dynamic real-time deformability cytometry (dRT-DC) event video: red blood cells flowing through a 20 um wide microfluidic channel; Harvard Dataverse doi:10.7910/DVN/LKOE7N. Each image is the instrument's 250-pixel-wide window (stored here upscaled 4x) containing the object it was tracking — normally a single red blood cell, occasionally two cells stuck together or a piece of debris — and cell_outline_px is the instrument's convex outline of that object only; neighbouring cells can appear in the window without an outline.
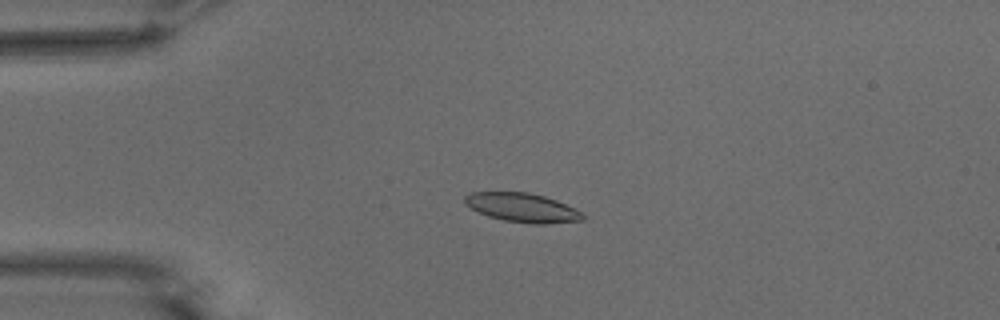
{"species": "common noctule bat (a hibernating species)", "species_latin": "Nyctalus noctula", "temperature_condition": "warm", "stored_images_in_passage": 54, "camera_frame_rate_fps": 3000, "um_per_image_px": 0.085, "animal": {"sex": "male", "body_mass_g": 15.6}, "frame": {"image": 1, "passage_image": 13, "time_ms": 4.0, "image_size_px": [1000, 320], "cell_outline_px": [[584, 220], [544, 224], [532, 224], [504, 220], [488, 216], [464, 204], [464, 196], [468, 192], [528, 192], [544, 196], [556, 200], [580, 212], [584, 216]], "centroid_in_image_um": [44.35, 17.64], "position_along_channel_um": 40.6, "area_um2": 19.77}}
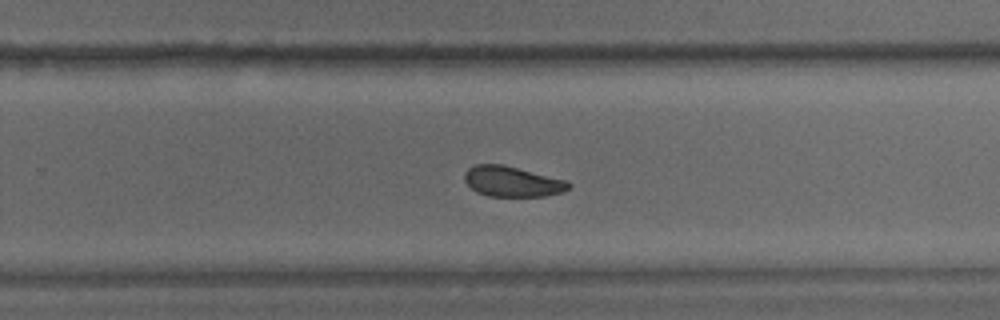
{"frame": {"image": 2, "passage_image": 35, "time_ms": 11.333, "image_size_px": [1000, 320], "cell_outline_px": [[572, 184], [564, 192], [544, 196], [488, 196], [476, 192], [464, 180], [464, 172], [468, 168], [476, 164], [504, 164], [568, 180]], "centroid_in_image_um": [43.56, 15.42], "position_along_channel_um": 286.2, "area_um2": 18.67}}
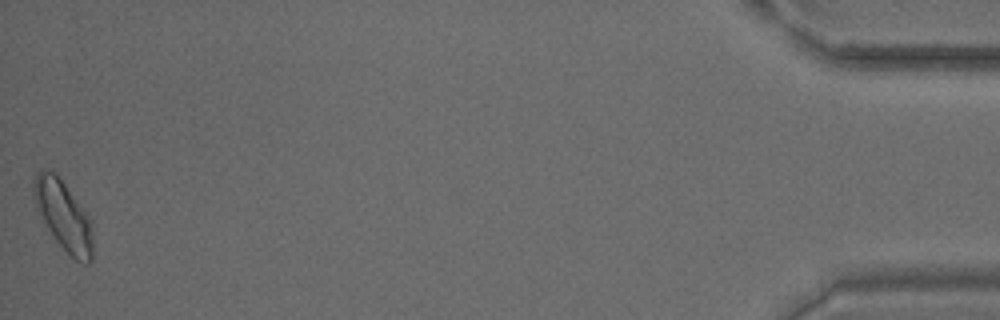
{"frame": {"image": 3, "passage_image": 54, "time_ms": 17.667, "image_size_px": [1000, 320], "cell_outline_px": [[92, 260], [88, 264], [84, 264], [76, 260], [52, 236], [36, 208], [32, 192], [32, 180], [36, 172], [40, 168], [48, 168], [56, 172], [88, 216], [92, 224]], "centroid_in_image_um": [5.35, 18.26], "position_along_channel_um": 429.9, "area_um2": 24.04}, "authors_computed_cell_mechanics": {"area_um2": 19.5364, "velocity_mm_per_s": 3.7376, "shape_relaxation_time_tau1_ms": 4.3071, "shape_relaxation_time_tau2_ms": 4.3695, "deformation_change_tau1": 0.1346, "deformation_change_tau2": 0.0757}}